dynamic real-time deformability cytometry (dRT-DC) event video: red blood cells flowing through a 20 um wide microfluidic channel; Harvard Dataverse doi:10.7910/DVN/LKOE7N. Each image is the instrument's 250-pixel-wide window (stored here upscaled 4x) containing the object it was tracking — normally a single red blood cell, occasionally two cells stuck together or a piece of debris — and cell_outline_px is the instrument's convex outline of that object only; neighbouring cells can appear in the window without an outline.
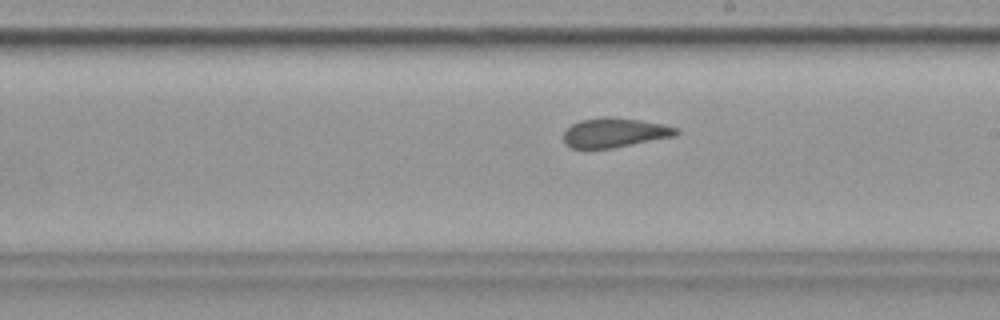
{"species": "common noctule bat (a hibernating species)", "species_latin": "Nyctalus noctula", "temperature_condition": "cold", "stored_images_in_passage": 57, "camera_frame_rate_fps": 3000, "um_per_image_px": 0.085, "animal": {"sex": "female", "body_mass_g": 19.9}, "frame": {"image": 1, "passage_image": 33, "time_ms": 10.667, "image_size_px": [1000, 320], "cell_outline_px": [[680, 132], [676, 136], [612, 148], [568, 148], [564, 144], [564, 132], [572, 124], [580, 120], [600, 116], [608, 116], [640, 120], [664, 124], [680, 128]], "centroid_in_image_um": [52.26, 11.27], "position_along_channel_um": 236.7, "area_um2": 19.59}, "authors_computed_cell_mechanics": {"area_um2": 20.6346, "velocity_mm_per_s": 3.5206, "shape_relaxation_time_tau1_ms": null, "shape_relaxation_time_tau2_ms": 0.6476, "deformation_change_tau1": null, "deformation_change_tau2": 0.0769}}